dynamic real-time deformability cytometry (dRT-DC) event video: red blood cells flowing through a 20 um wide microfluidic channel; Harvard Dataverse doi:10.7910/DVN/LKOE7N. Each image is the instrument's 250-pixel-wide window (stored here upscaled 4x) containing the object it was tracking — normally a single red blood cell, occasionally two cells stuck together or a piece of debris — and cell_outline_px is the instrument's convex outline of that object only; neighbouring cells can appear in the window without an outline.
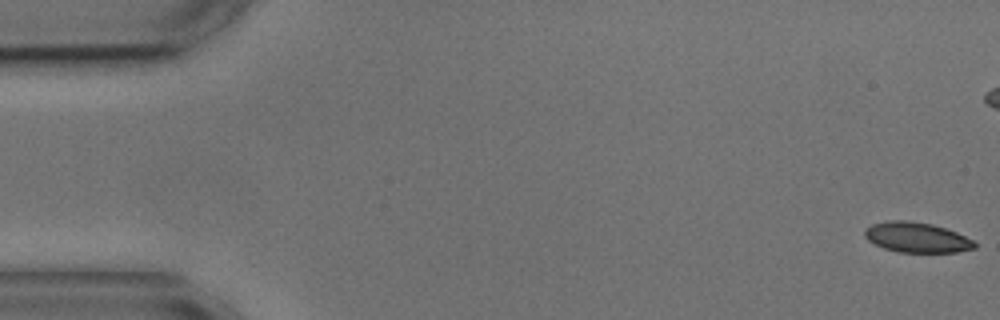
{"species": "common noctule bat (a hibernating species)", "species_latin": "Nyctalus noctula", "temperature_condition": "cold", "stored_images_in_passage": 6, "camera_frame_rate_fps": 3000, "um_per_image_px": 0.085, "animal": {"sex": "male", "body_mass_g": 17.9, "forearm_length_mm": 54.2}, "frame": {"image": 1, "passage_image": 1, "time_ms": 0.0, "image_size_px": [1000, 320], "cell_outline_px": [[976, 248], [956, 252], [900, 252], [884, 248], [868, 240], [864, 236], [864, 228], [872, 224], [888, 220], [908, 220], [932, 224], [956, 232], [972, 240], [976, 244]], "centroid_in_image_um": [77.89, 20.17], "position_along_channel_um": 7.1, "area_um2": 19.25}}
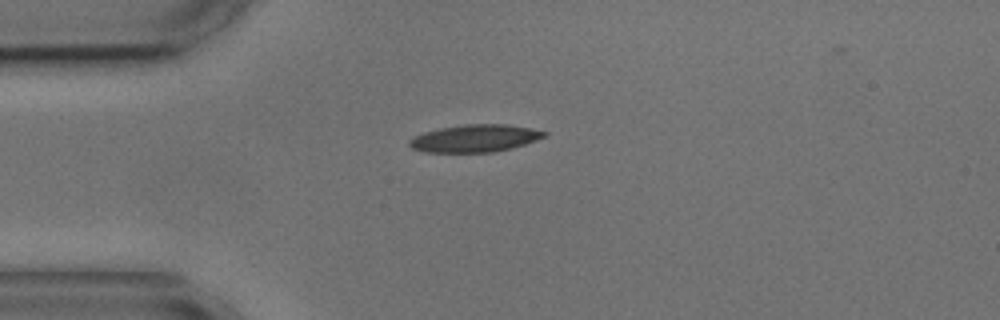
{"frame": {"image": 2, "passage_image": 6, "time_ms": 6.0, "image_size_px": [1000, 320], "cell_outline_px": [[548, 136], [512, 148], [492, 152], [424, 152], [412, 148], [408, 144], [408, 140], [412, 136], [424, 132], [440, 128], [464, 124], [508, 124], [548, 132]], "centroid_in_image_um": [40.34, 11.75], "position_along_channel_um": 44.7, "area_um2": 21.62}}